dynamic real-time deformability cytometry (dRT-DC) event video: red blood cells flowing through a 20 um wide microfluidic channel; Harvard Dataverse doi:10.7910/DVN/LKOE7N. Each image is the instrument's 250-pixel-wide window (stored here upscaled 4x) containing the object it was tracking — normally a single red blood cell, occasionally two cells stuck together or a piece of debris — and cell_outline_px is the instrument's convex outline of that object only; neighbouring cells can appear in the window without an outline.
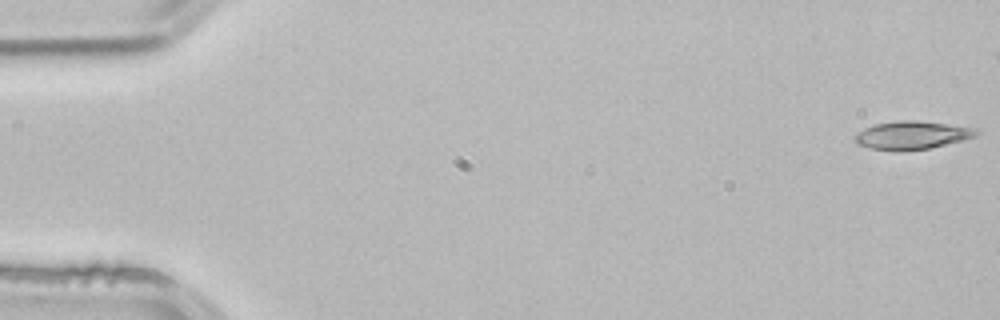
{"species": "common noctule bat (a hibernating species)", "species_latin": "Nyctalus noctula", "temperature_condition": "room temperature", "stored_images_in_passage": 5, "camera_frame_rate_fps": 3000, "um_per_image_px": 0.085, "animal": {"sex": "male", "body_mass_g": 21.5, "forearm_length_mm": 52.0}, "frame": {"image": 1, "passage_image": 1, "time_ms": 0.0, "image_size_px": [1000, 320], "cell_outline_px": [[980, 132], [976, 136], [928, 148], [904, 152], [896, 152], [868, 148], [856, 144], [852, 136], [856, 132], [872, 124], [900, 120], [916, 120], [980, 128]], "centroid_in_image_um": [77.44, 11.49], "position_along_channel_um": 7.6, "area_um2": 20.4}}
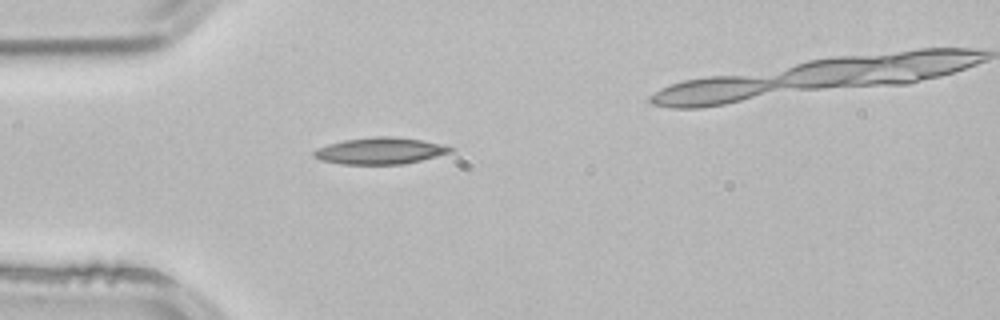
{"frame": {"image": 2, "passage_image": 4, "time_ms": 1.0, "image_size_px": [1000, 320], "cell_outline_px": [[456, 148], [452, 152], [404, 164], [340, 164], [320, 160], [312, 156], [312, 152], [316, 148], [328, 144], [344, 140], [372, 136], [392, 136], [420, 140], [440, 144]], "centroid_in_image_um": [32.26, 12.82], "position_along_channel_um": 52.7, "area_um2": 21.21}}